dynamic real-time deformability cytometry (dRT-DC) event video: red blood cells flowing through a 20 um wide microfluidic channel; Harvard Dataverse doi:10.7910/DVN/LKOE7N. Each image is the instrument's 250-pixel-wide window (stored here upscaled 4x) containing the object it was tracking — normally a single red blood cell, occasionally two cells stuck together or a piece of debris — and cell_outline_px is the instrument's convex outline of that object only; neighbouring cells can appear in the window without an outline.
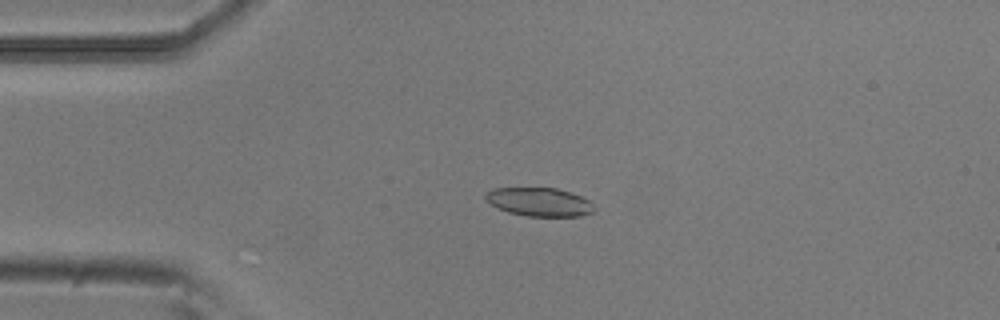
{"species": "common noctule bat (a hibernating species)", "species_latin": "Nyctalus noctula", "temperature_condition": "room temperature", "stored_images_in_passage": 53, "camera_frame_rate_fps": 3000, "um_per_image_px": 0.085, "animal": {"sex": "male", "body_mass_g": 20.5, "forearm_length_mm": 52.5}, "frame": {"image": 1, "passage_image": 12, "time_ms": 3.667, "image_size_px": [1000, 320], "cell_outline_px": [[592, 212], [580, 216], [528, 216], [508, 212], [484, 200], [484, 196], [492, 188], [556, 188], [580, 196], [588, 200], [592, 204]], "centroid_in_image_um": [45.8, 17.16], "position_along_channel_um": 39.2, "area_um2": 17.74}}
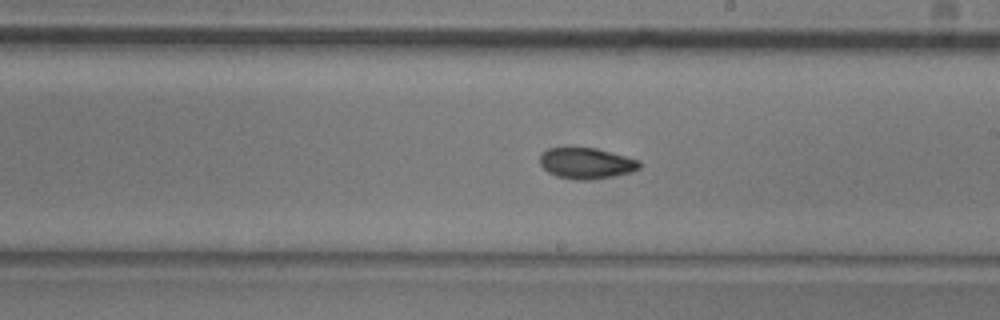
{"frame": {"image": 2, "passage_image": 30, "time_ms": 9.667, "image_size_px": [1000, 320], "cell_outline_px": [[640, 168], [632, 172], [616, 176], [592, 180], [572, 180], [556, 176], [548, 172], [540, 164], [540, 152], [548, 148], [596, 148], [640, 160]], "centroid_in_image_um": [49.84, 13.89], "position_along_channel_um": 239.2, "area_um2": 18.21}}
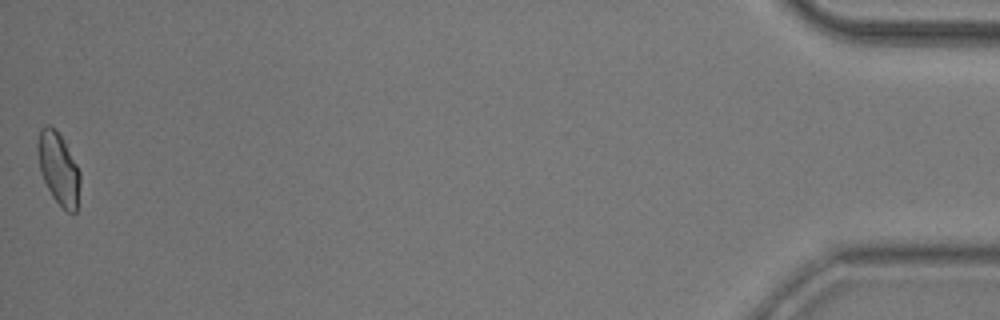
{"frame": {"image": 3, "passage_image": 53, "time_ms": 17.333, "image_size_px": [1000, 320], "cell_outline_px": [[80, 184], [76, 212], [68, 212], [52, 196], [40, 172], [36, 144], [40, 128], [48, 124], [56, 128], [76, 164], [80, 172]], "centroid_in_image_um": [4.95, 14.29], "position_along_channel_um": 430.2, "area_um2": 17.63}, "authors_computed_cell_mechanics": {"area_um2": 18.1492, "velocity_mm_per_s": 3.7689, "shape_relaxation_time_tau1_ms": 5.5512, "shape_relaxation_time_tau2_ms": 1.6967, "deformation_change_tau1": 0.1354, "deformation_change_tau2": 0.0544}}